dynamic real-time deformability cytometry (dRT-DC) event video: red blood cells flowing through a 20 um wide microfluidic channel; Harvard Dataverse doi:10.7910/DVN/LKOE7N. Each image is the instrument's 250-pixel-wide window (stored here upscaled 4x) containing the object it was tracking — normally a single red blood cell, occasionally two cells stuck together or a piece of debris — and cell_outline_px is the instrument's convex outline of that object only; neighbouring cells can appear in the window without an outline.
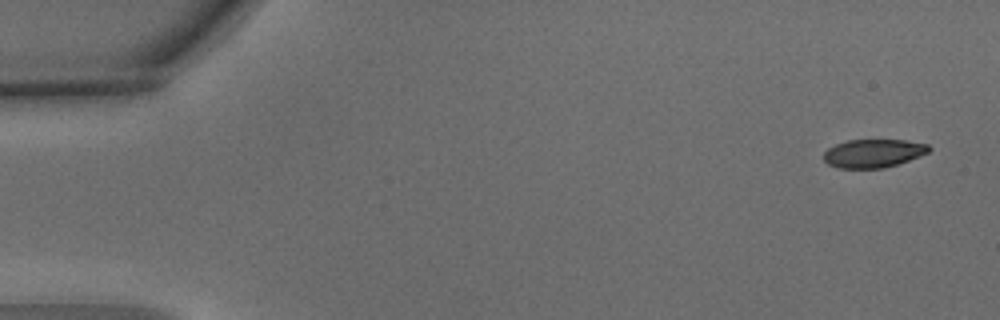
{"species": "common noctule bat (a hibernating species)", "species_latin": "Nyctalus noctula", "temperature_condition": "warm", "stored_images_in_passage": 4, "camera_frame_rate_fps": 3000, "um_per_image_px": 0.085, "animal": {"sex": "male", "body_mass_g": 15.6}, "frame": {"image": 1, "passage_image": 1, "time_ms": 0.0, "image_size_px": [1000, 320], "cell_outline_px": [[932, 148], [928, 152], [920, 156], [884, 168], [840, 168], [828, 164], [824, 160], [824, 152], [828, 148], [836, 144], [848, 140], [904, 140], [928, 144]], "centroid_in_image_um": [74.24, 13.03], "position_along_channel_um": 10.8, "area_um2": 17.28}}
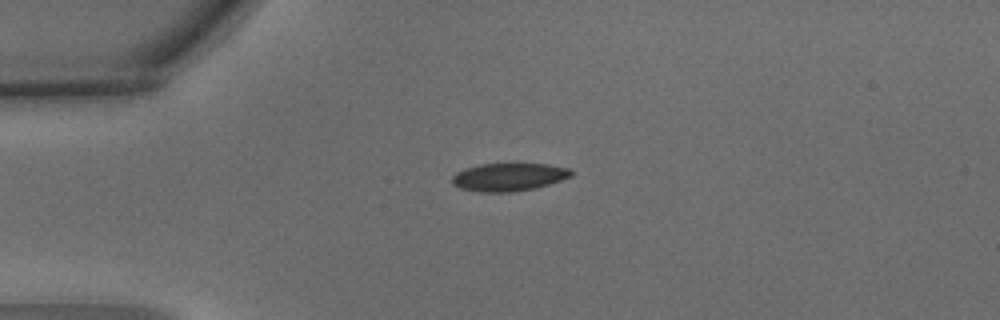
{"frame": {"image": 2, "passage_image": 4, "time_ms": 1.0, "image_size_px": [1000, 320], "cell_outline_px": [[572, 176], [536, 188], [512, 192], [480, 192], [460, 188], [452, 184], [452, 176], [456, 172], [464, 168], [480, 164], [548, 164], [568, 168], [572, 172]], "centroid_in_image_um": [43.21, 15.05], "position_along_channel_um": 41.8, "area_um2": 19.36}}